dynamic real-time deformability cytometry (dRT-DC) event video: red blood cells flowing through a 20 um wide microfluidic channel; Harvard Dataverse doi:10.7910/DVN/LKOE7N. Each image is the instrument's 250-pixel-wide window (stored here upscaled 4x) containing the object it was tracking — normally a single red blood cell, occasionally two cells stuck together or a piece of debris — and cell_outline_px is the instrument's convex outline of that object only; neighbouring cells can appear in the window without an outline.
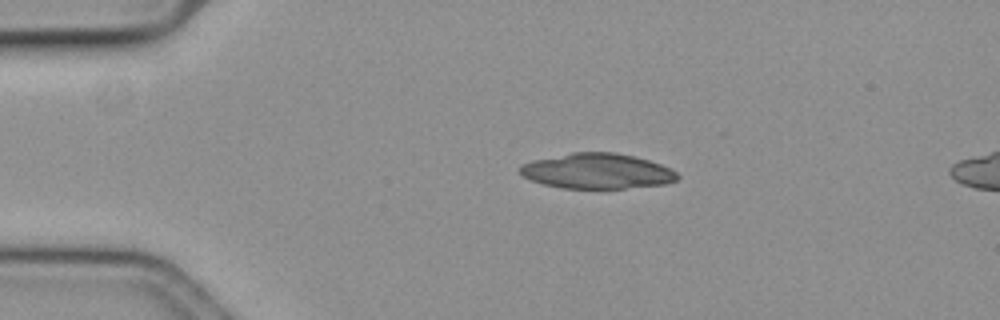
{"species": "common noctule bat (a hibernating species)", "species_latin": "Nyctalus noctula", "temperature_condition": "cold", "stored_images_in_passage": 8, "camera_frame_rate_fps": 3000, "um_per_image_px": 0.085, "animal": {"sex": "female", "body_mass_g": 19.3, "forearm_length_mm": 54.1}, "frame": {"image": 1, "passage_image": 2, "time_ms": 0.333, "image_size_px": [1000, 320], "cell_outline_px": [[680, 176], [676, 180], [664, 184], [624, 188], [560, 188], [544, 184], [532, 180], [524, 176], [520, 172], [520, 164], [536, 160], [572, 152], [616, 152], [648, 160], [660, 164], [676, 172]], "centroid_in_image_um": [50.76, 14.54], "position_along_channel_um": 34.2, "area_um2": 32.02}}